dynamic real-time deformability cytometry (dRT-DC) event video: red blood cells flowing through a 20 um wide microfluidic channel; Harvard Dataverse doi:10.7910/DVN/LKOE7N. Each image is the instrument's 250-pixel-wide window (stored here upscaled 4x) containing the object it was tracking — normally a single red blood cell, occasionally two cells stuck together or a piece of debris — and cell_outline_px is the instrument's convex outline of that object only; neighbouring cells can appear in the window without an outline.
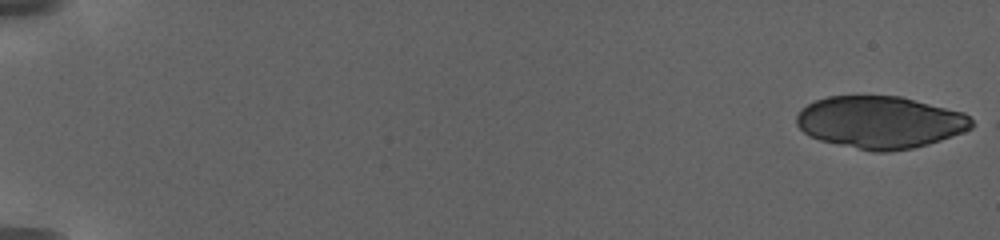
{"species": "human", "species_latin": "Homo sapiens", "temperature_condition": "warm", "stored_images_in_passage": 36, "segment_of_instrument_passage": [1, 2], "camera_frame_rate_fps": 3000, "um_per_image_px": 0.085, "donor": {"sex": "female"}, "frame": {"image": 1, "passage_image": 1, "time_ms": 0.0, "image_size_px": [1000, 240], "cell_outline_px": [[972, 128], [964, 132], [928, 144], [912, 148], [888, 152], [872, 152], [820, 140], [804, 132], [796, 124], [796, 116], [800, 108], [816, 100], [828, 96], [900, 96], [964, 112], [972, 120]], "centroid_in_image_um": [74.81, 10.39], "position_along_channel_um": 10.2, "area_um2": 53.35}}
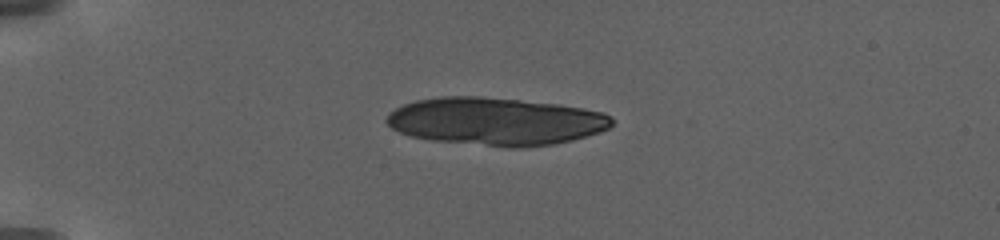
{"frame": {"image": 2, "passage_image": 7, "time_ms": 6.0, "image_size_px": [1000, 240], "cell_outline_px": [[612, 124], [608, 128], [600, 132], [572, 140], [552, 144], [516, 148], [432, 140], [412, 136], [400, 132], [392, 128], [384, 120], [388, 112], [404, 104], [416, 100], [440, 96], [484, 96], [560, 104], [584, 108], [604, 112], [612, 116]], "centroid_in_image_um": [42.14, 10.3], "position_along_channel_um": 42.9, "area_um2": 62.83}}